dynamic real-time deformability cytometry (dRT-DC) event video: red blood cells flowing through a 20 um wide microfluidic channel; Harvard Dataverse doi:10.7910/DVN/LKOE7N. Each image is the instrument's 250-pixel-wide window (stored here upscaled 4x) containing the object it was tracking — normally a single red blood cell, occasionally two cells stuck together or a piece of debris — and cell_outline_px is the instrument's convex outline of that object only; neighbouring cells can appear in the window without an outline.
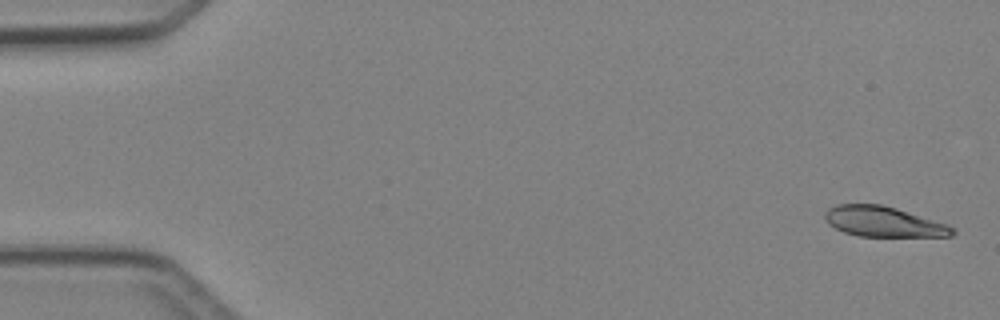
{"species": "Egyptian fruit bat (a non-hibernating species)", "species_latin": "Rousettus aegyptiacus", "temperature_condition": "cold", "stored_images_in_passage": 4, "camera_frame_rate_fps": 3000, "um_per_image_px": 0.085, "animal": {"sex": "female"}, "frame": {"image": 1, "passage_image": 1, "time_ms": 0.0, "image_size_px": [1000, 320], "cell_outline_px": [[956, 232], [952, 236], [856, 236], [844, 232], [828, 224], [824, 216], [824, 212], [828, 208], [836, 204], [880, 204], [896, 208], [948, 224]], "centroid_in_image_um": [75.07, 18.84], "position_along_channel_um": 9.9, "area_um2": 22.48}}
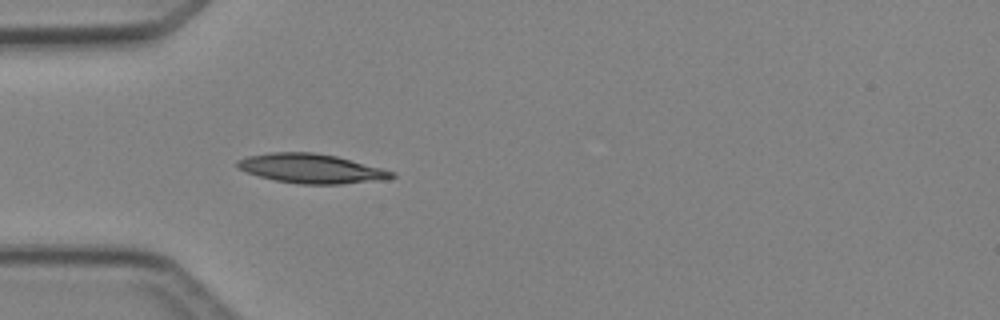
{"frame": {"image": 2, "passage_image": 4, "time_ms": 4.333, "image_size_px": [1000, 320], "cell_outline_px": [[396, 176], [388, 180], [340, 184], [300, 184], [276, 180], [260, 176], [248, 172], [240, 168], [236, 164], [236, 160], [248, 156], [272, 152], [312, 152], [336, 156], [396, 172]], "centroid_in_image_um": [26.52, 14.33], "position_along_channel_um": 58.5, "area_um2": 26.3}}